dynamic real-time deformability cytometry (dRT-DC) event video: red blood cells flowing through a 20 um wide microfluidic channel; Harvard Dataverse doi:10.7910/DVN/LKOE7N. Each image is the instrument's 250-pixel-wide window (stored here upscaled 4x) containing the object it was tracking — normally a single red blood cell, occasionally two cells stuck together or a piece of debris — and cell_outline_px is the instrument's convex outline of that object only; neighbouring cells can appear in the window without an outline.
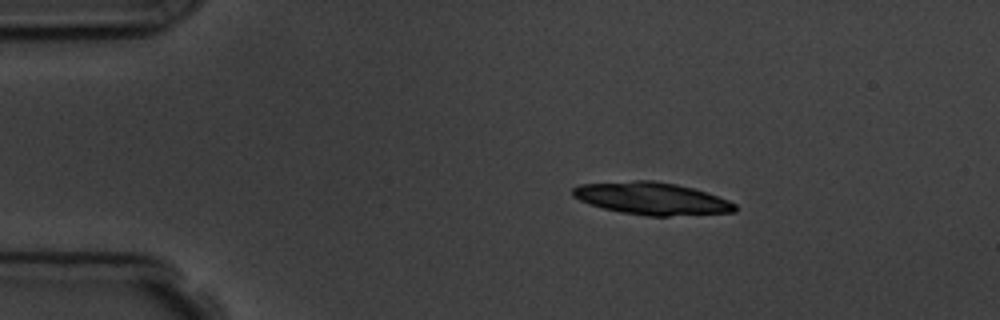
{"species": "common noctule bat (a hibernating species)", "species_latin": "Nyctalus noctula", "temperature_condition": "room temperature", "stored_images_in_passage": 5, "camera_frame_rate_fps": 3000, "um_per_image_px": 0.085, "animal": {"sex": "male", "body_mass_g": 19.5, "forearm_length_mm": 54.6}, "frame": {"image": 1, "passage_image": 2, "time_ms": 1.333, "image_size_px": [1000, 320], "cell_outline_px": [[736, 212], [668, 216], [648, 216], [620, 212], [604, 208], [580, 200], [572, 196], [572, 188], [580, 184], [636, 180], [652, 180], [676, 184], [692, 188], [728, 200], [736, 204]], "centroid_in_image_um": [55.39, 16.87], "position_along_channel_um": 29.6, "area_um2": 30.35}}